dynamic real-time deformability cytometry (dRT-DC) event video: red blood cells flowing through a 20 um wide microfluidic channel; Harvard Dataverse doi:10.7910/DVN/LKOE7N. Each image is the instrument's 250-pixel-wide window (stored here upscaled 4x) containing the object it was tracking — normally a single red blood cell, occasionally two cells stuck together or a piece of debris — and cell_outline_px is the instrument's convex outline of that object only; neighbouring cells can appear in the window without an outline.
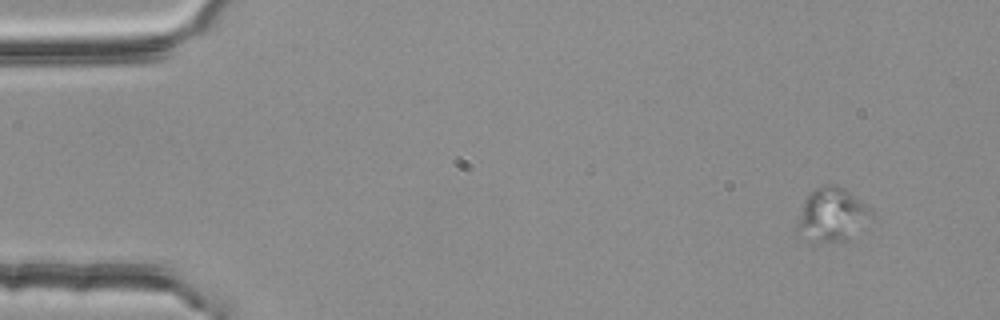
{"species": "common noctule bat (a hibernating species)", "species_latin": "Nyctalus noctula", "temperature_condition": "room temperature", "stored_images_in_passage": 30, "camera_frame_rate_fps": 3000, "um_per_image_px": 0.085, "animal": {"sex": "female", "body_mass_g": 25.1}, "frame": {"image": 1, "passage_image": 5, "time_ms": 1.333, "image_size_px": [1000, 320], "cell_outline_px": [[876, 216], [848, 240], [820, 240], [796, 228], [804, 204], [808, 196], [816, 188], [824, 184], [836, 184], [844, 188], [864, 204]], "centroid_in_image_um": [70.83, 18.19], "position_along_channel_um": 14.2, "area_um2": 21.91}}